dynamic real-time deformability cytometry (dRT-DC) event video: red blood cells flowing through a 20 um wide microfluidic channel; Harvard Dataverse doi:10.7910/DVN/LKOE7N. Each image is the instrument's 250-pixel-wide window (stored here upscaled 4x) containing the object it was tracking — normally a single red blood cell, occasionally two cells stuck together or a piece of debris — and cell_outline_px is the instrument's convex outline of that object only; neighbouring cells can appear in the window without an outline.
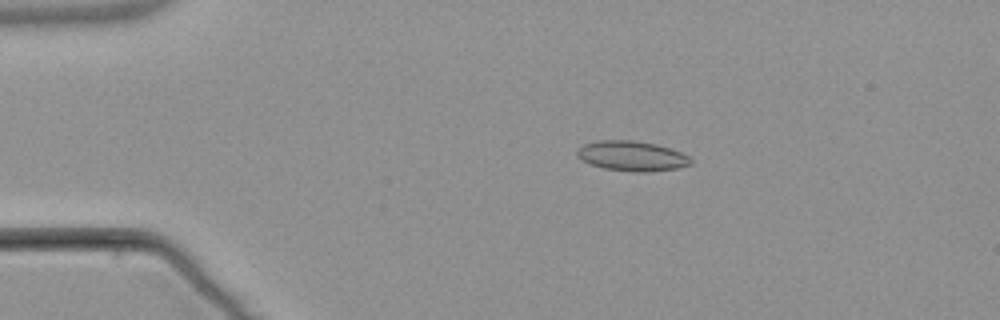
{"species": "common noctule bat (a hibernating species)", "species_latin": "Nyctalus noctula", "temperature_condition": "warm", "stored_images_in_passage": 4, "camera_frame_rate_fps": 3000, "um_per_image_px": 0.085, "animal": {"sex": "male", "body_mass_g": 21.5, "forearm_length_mm": 52.0}, "frame": {"image": 1, "passage_image": 3, "time_ms": 2.333, "image_size_px": [1000, 320], "cell_outline_px": [[692, 164], [676, 168], [648, 172], [636, 172], [604, 168], [580, 160], [576, 156], [576, 152], [584, 144], [600, 140], [632, 140], [656, 144], [680, 152], [688, 156], [692, 160]], "centroid_in_image_um": [53.7, 13.26], "position_along_channel_um": 31.3, "area_um2": 19.71}}